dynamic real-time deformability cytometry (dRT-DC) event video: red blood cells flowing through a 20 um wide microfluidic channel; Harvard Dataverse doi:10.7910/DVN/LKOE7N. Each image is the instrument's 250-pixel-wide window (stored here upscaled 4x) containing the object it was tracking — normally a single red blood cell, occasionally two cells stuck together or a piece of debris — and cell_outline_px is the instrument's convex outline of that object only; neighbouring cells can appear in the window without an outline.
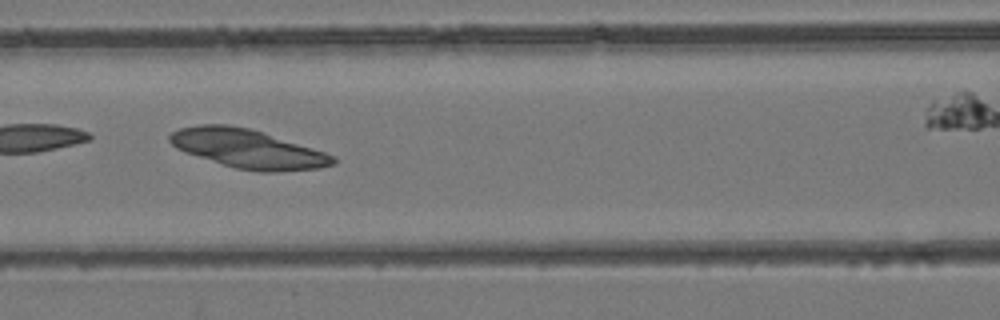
{"species": "common noctule bat (a hibernating species)", "species_latin": "Nyctalus noctula", "temperature_condition": "room temperature", "stored_images_in_passage": 7, "segment_of_instrument_passage": [1, 2], "camera_frame_rate_fps": 3000, "um_per_image_px": 0.085, "animal": {"sex": "female", "body_mass_g": 24.6, "forearm_length_mm": 56.2}, "frame": {"image": 1, "passage_image": 6, "time_ms": 5.667, "image_size_px": [1000, 320], "cell_outline_px": [[336, 164], [320, 168], [276, 172], [260, 172], [236, 168], [176, 148], [168, 140], [168, 136], [172, 132], [180, 128], [200, 124], [228, 124], [248, 128], [264, 132], [336, 156]], "centroid_in_image_um": [21.1, 12.64], "position_along_channel_um": 145.5, "area_um2": 36.59}}